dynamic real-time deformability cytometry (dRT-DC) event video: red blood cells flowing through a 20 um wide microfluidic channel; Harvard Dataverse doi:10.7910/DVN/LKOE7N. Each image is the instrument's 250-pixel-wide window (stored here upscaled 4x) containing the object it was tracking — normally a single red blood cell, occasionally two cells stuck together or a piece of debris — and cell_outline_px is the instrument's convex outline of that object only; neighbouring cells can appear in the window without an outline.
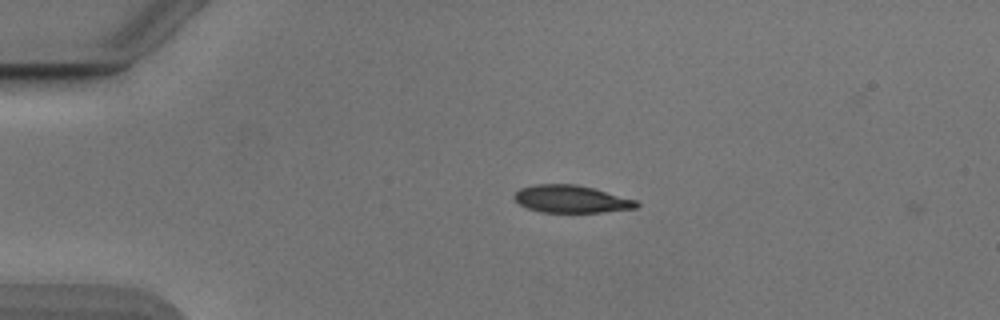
{"species": "Egyptian fruit bat (a non-hibernating species)", "species_latin": "Rousettus aegyptiacus", "temperature_condition": "cold", "stored_images_in_passage": 3, "camera_frame_rate_fps": 3000, "um_per_image_px": 0.085, "animal": {"sex": "male"}, "frame": {"image": 1, "passage_image": 1, "time_ms": 0.0, "image_size_px": [1000, 320], "cell_outline_px": [[640, 204], [636, 208], [604, 212], [540, 212], [528, 208], [520, 204], [512, 196], [520, 188], [536, 184], [576, 184], [592, 188], [636, 200]], "centroid_in_image_um": [48.54, 16.92], "position_along_channel_um": 36.5, "area_um2": 19.42}}